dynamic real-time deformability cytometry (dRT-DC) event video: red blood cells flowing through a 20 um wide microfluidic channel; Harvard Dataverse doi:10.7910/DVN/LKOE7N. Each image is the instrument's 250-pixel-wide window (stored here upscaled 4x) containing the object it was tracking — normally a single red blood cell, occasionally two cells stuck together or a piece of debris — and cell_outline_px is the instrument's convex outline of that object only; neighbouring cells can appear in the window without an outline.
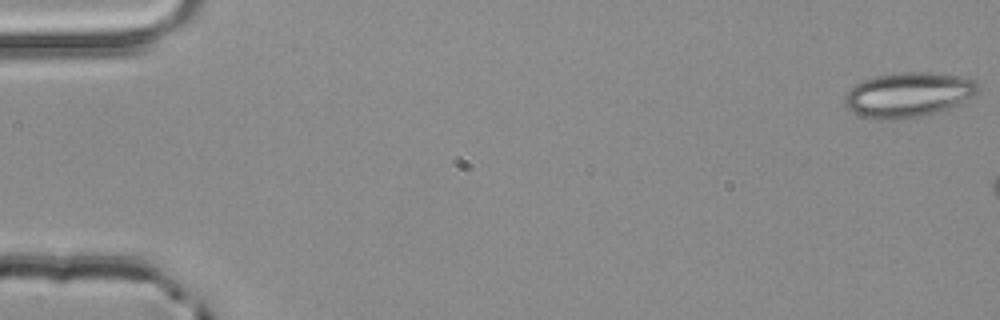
{"species": "common noctule bat (a hibernating species)", "species_latin": "Nyctalus noctula", "temperature_condition": "room temperature", "stored_images_in_passage": 8, "camera_frame_rate_fps": 3000, "um_per_image_px": 0.085, "animal": {"sex": "male", "body_mass_g": 20.4}, "frame": {"image": 1, "passage_image": 1, "time_ms": 0.0, "image_size_px": [1000, 320], "cell_outline_px": [[980, 88], [976, 96], [940, 112], [920, 116], [892, 120], [884, 120], [860, 116], [852, 112], [844, 104], [844, 96], [856, 84], [864, 80], [876, 76], [900, 72], [928, 72], [960, 76], [976, 80]], "centroid_in_image_um": [77.24, 8.06], "position_along_channel_um": 7.8, "area_um2": 35.03}}